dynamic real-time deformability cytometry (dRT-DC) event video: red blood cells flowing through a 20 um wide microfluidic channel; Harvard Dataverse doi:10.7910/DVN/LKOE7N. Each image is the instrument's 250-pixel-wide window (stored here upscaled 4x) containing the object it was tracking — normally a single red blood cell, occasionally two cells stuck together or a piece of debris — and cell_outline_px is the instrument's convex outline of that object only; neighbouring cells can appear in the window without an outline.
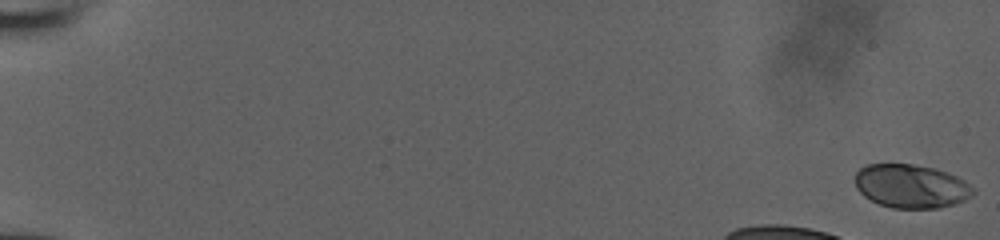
{"species": "human", "species_latin": "Homo sapiens", "temperature_condition": "room temperature", "stored_images_in_passage": 18, "camera_frame_rate_fps": 3000, "um_per_image_px": 0.085, "donor": {"sex": "male"}, "frame": {"image": 1, "passage_image": 1, "time_ms": 0.0, "image_size_px": [1000, 240], "cell_outline_px": [[976, 192], [972, 196], [956, 204], [940, 208], [892, 208], [880, 204], [864, 196], [856, 188], [856, 172], [860, 168], [868, 164], [912, 164], [932, 168], [948, 172], [964, 180]], "centroid_in_image_um": [77.46, 15.83], "position_along_channel_um": 7.5, "area_um2": 30.0}}
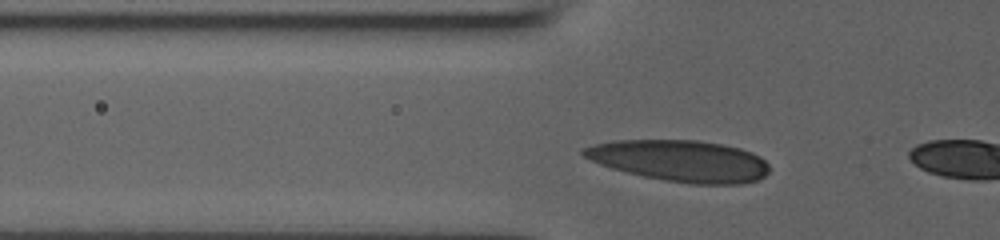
{"frame": {"image": 2, "passage_image": 16, "time_ms": 5.0, "image_size_px": [1000, 240], "cell_outline_px": [[768, 172], [760, 180], [740, 184], [692, 184], [664, 180], [644, 176], [612, 168], [600, 164], [584, 156], [580, 152], [580, 148], [596, 144], [616, 140], [696, 140], [720, 144], [740, 148], [752, 152], [760, 156], [768, 164]], "centroid_in_image_um": [57.83, 13.67], "position_along_channel_um": 68.0, "area_um2": 44.74}}